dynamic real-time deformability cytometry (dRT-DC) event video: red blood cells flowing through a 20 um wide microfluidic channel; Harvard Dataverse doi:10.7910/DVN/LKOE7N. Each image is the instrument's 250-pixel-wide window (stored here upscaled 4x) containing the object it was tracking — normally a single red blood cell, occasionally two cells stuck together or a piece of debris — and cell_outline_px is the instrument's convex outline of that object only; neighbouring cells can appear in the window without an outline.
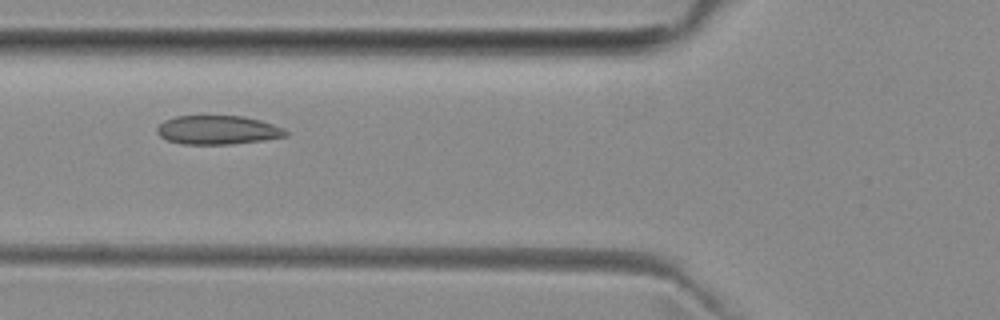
{"species": "common noctule bat (a hibernating species)", "species_latin": "Nyctalus noctula", "temperature_condition": "room temperature", "stored_images_in_passage": 5, "camera_frame_rate_fps": 3000, "um_per_image_px": 0.085, "animal": {"sex": "female", "body_mass_g": 29.2, "forearm_length_mm": 56.3}, "frame": {"image": 1, "passage_image": 5, "time_ms": 4.667, "image_size_px": [1000, 320], "cell_outline_px": [[288, 136], [264, 140], [228, 144], [184, 144], [168, 140], [160, 136], [156, 132], [156, 128], [164, 120], [176, 116], [244, 116], [260, 120], [284, 128], [288, 132]], "centroid_in_image_um": [18.51, 11.04], "position_along_channel_um": 107.3, "area_um2": 21.62}}